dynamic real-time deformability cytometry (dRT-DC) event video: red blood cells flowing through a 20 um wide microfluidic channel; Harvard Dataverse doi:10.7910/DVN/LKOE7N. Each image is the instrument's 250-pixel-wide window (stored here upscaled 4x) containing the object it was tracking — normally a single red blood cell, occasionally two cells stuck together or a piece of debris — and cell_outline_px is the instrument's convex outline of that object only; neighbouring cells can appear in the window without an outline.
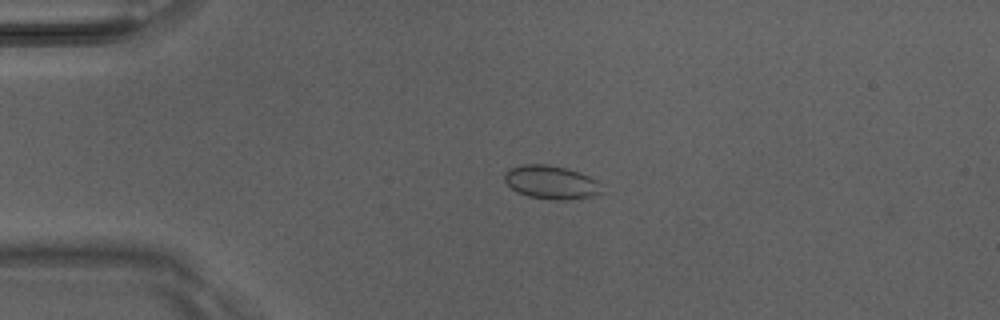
{"species": "Egyptian fruit bat (a non-hibernating species)", "species_latin": "Rousettus aegyptiacus", "temperature_condition": "room temperature", "stored_images_in_passage": 3, "camera_frame_rate_fps": 3000, "um_per_image_px": 0.085, "animal": {"sex": "male"}, "frame": {"image": 1, "passage_image": 2, "time_ms": 0.333, "image_size_px": [1000, 320], "cell_outline_px": [[604, 192], [588, 196], [568, 200], [552, 200], [528, 196], [516, 192], [504, 180], [504, 172], [512, 168], [524, 164], [548, 164], [568, 168], [588, 176], [596, 180], [600, 184]], "centroid_in_image_um": [46.84, 15.49], "position_along_channel_um": 38.2, "area_um2": 18.96}}